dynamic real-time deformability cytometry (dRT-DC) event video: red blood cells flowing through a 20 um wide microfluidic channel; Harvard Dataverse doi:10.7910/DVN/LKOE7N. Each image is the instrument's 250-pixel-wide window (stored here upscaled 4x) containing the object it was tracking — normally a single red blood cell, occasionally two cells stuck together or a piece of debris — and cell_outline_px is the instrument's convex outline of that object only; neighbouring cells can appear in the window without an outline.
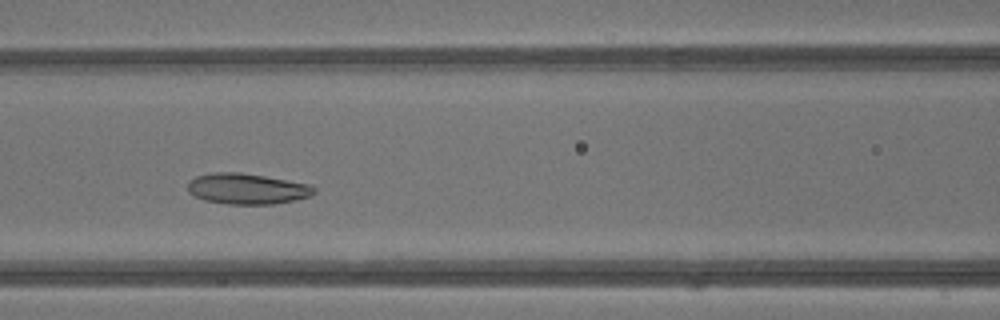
{"species": "common noctule bat (a hibernating species)", "species_latin": "Nyctalus noctula", "temperature_condition": "warm", "stored_images_in_passage": 39, "camera_frame_rate_fps": 3000, "um_per_image_px": 0.085, "animal": {"sex": "male", "body_mass_g": 13.3}, "frame": {"image": 1, "passage_image": 15, "time_ms": 4.667, "image_size_px": [1000, 320], "cell_outline_px": [[316, 192], [312, 196], [296, 200], [272, 204], [228, 204], [204, 200], [188, 192], [188, 180], [196, 176], [212, 172], [240, 172], [264, 176], [308, 184], [316, 188]], "centroid_in_image_um": [21.0, 16.04], "position_along_channel_um": 145.6, "area_um2": 22.72}}
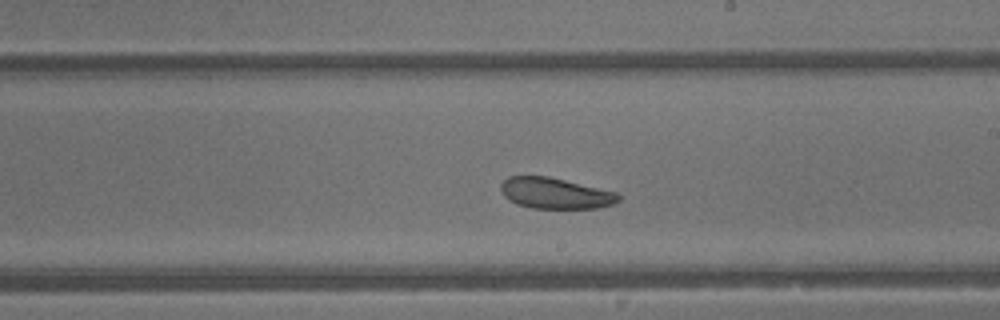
{"frame": {"image": 2, "passage_image": 21, "time_ms": 6.667, "image_size_px": [1000, 320], "cell_outline_px": [[620, 200], [616, 204], [600, 208], [532, 208], [516, 204], [508, 200], [504, 196], [500, 188], [500, 184], [508, 176], [548, 176], [616, 192], [620, 196]], "centroid_in_image_um": [47.2, 16.43], "position_along_channel_um": 241.8, "area_um2": 21.33}}
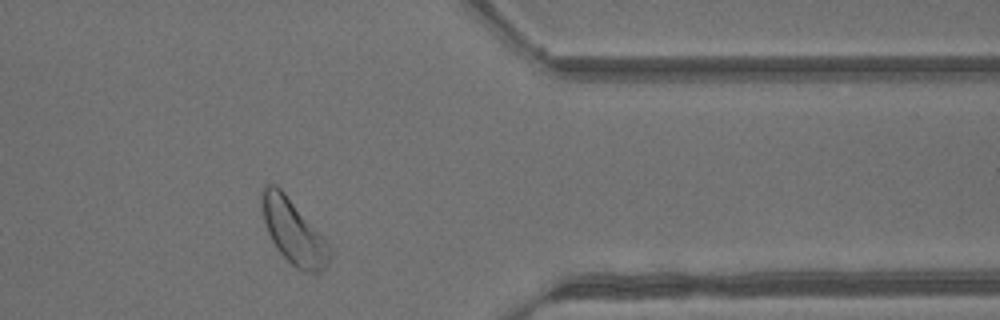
{"frame": {"image": 3, "passage_image": 31, "time_ms": 10.0, "image_size_px": [1000, 320], "cell_outline_px": [[332, 252], [324, 268], [320, 272], [308, 272], [296, 268], [276, 248], [268, 232], [264, 220], [260, 204], [260, 192], [264, 184], [276, 184], [284, 192], [332, 248]], "centroid_in_image_um": [24.9, 19.66], "position_along_channel_um": 386.5, "area_um2": 25.09}, "authors_computed_cell_mechanics": {"area_um2": 25.0852, "velocity_mm_per_s": 4.8353, "shape_relaxation_time_tau1_ms": 1.924, "shape_relaxation_time_tau2_ms": null, "deformation_change_tau1": 0.0482, "deformation_change_tau2": null}}